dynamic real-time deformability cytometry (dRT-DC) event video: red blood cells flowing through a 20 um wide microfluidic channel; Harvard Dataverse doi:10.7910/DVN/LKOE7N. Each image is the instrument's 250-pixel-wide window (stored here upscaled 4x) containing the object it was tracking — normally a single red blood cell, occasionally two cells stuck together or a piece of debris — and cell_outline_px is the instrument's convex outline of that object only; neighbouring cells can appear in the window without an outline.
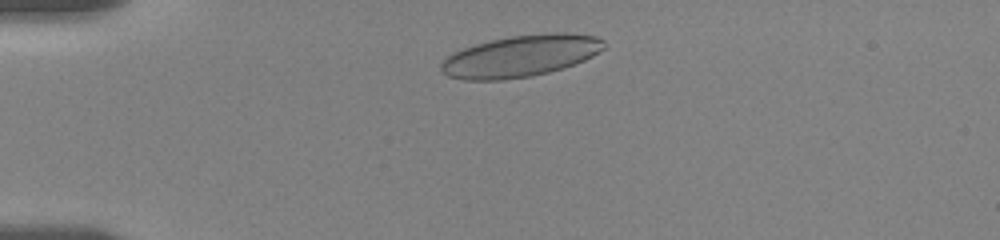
{"species": "human", "species_latin": "Homo sapiens", "temperature_condition": "room temperature", "stored_images_in_passage": 34, "camera_frame_rate_fps": 3000, "um_per_image_px": 0.085, "donor": {"sex": "female"}, "frame": {"image": 1, "passage_image": 7, "time_ms": 1.333, "image_size_px": [1000, 240], "cell_outline_px": [[604, 48], [592, 56], [584, 60], [564, 68], [532, 76], [504, 80], [464, 80], [448, 76], [440, 72], [440, 64], [452, 52], [476, 44], [508, 36], [552, 32], [568, 32], [596, 36], [604, 40]], "centroid_in_image_um": [44.24, 4.76], "position_along_channel_um": 40.8, "area_um2": 39.77}}
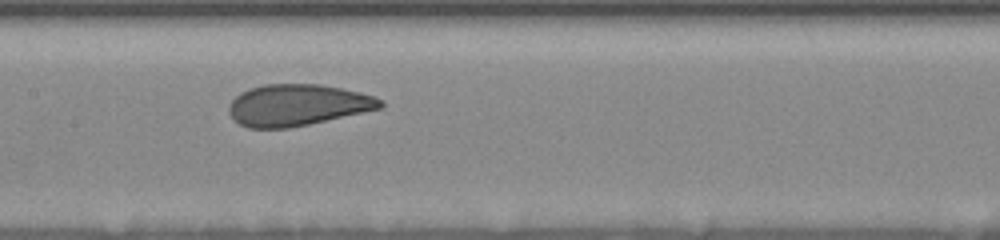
{"frame": {"image": 2, "passage_image": 23, "time_ms": 6.333, "image_size_px": [1000, 240], "cell_outline_px": [[384, 108], [308, 124], [288, 128], [248, 128], [240, 124], [228, 112], [228, 104], [240, 92], [264, 84], [320, 84], [360, 92], [376, 96], [384, 100]], "centroid_in_image_um": [25.32, 8.92], "position_along_channel_um": 182.1, "area_um2": 36.7}}
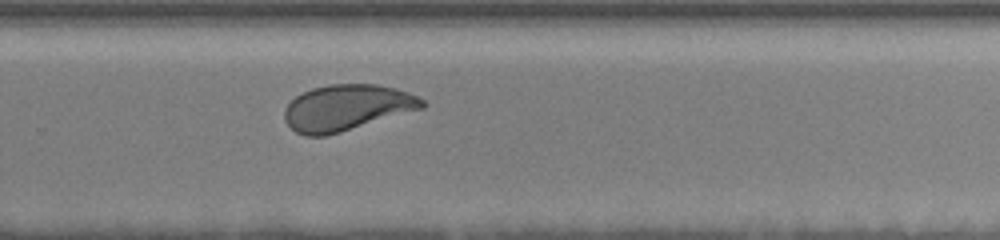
{"frame": {"image": 3, "passage_image": 34, "time_ms": 9.667, "image_size_px": [1000, 240], "cell_outline_px": [[428, 104], [424, 108], [340, 132], [324, 136], [304, 136], [296, 132], [284, 120], [284, 108], [296, 96], [312, 88], [328, 84], [376, 84], [396, 88], [420, 96]], "centroid_in_image_um": [29.5, 9.14], "position_along_channel_um": 300.3, "area_um2": 36.99}}